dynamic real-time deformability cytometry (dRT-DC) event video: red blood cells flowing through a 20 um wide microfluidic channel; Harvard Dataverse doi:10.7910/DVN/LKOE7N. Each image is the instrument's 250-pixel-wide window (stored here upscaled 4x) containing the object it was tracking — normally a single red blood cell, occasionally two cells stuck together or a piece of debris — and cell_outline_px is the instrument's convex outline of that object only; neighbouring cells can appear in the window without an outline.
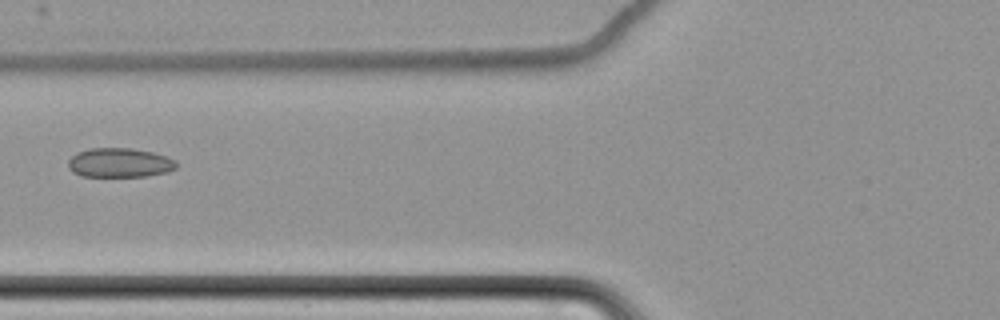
{"species": "common noctule bat (a hibernating species)", "species_latin": "Nyctalus noctula", "temperature_condition": "cold", "stored_images_in_passage": 4, "camera_frame_rate_fps": 3000, "um_per_image_px": 0.085, "animal": {"sex": "female", "body_mass_g": 22.7, "forearm_length_mm": 54.2}, "frame": {"image": 1, "passage_image": 4, "time_ms": 3.667, "image_size_px": [1000, 320], "cell_outline_px": [[176, 168], [168, 172], [148, 176], [80, 176], [72, 172], [68, 168], [68, 160], [76, 152], [88, 148], [132, 148], [152, 152], [168, 156], [176, 160]], "centroid_in_image_um": [10.16, 13.83], "position_along_channel_um": 115.6, "area_um2": 18.73}}